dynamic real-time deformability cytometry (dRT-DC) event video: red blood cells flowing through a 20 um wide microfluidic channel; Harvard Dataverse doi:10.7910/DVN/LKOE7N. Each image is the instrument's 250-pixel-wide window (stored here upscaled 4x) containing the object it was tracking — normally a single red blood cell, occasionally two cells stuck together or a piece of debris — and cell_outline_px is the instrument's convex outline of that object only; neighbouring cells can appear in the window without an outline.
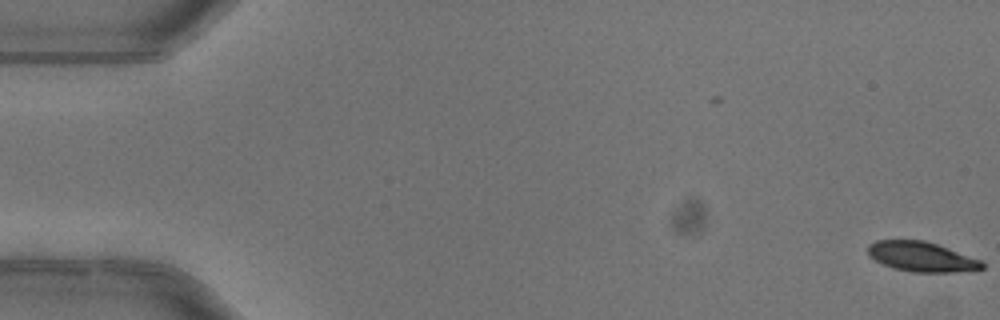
{"species": "common noctule bat (a hibernating species)", "species_latin": "Nyctalus noctula", "temperature_condition": "warm", "stored_images_in_passage": 6, "camera_frame_rate_fps": 3000, "um_per_image_px": 0.085, "animal": {"sex": "female"}, "frame": {"image": 1, "passage_image": 1, "time_ms": 0.0, "image_size_px": [1000, 320], "cell_outline_px": [[984, 268], [952, 272], [912, 272], [892, 268], [868, 256], [868, 244], [876, 240], [924, 240], [948, 248], [980, 260], [984, 264]], "centroid_in_image_um": [78.28, 21.82], "position_along_channel_um": 6.7, "area_um2": 19.65}}
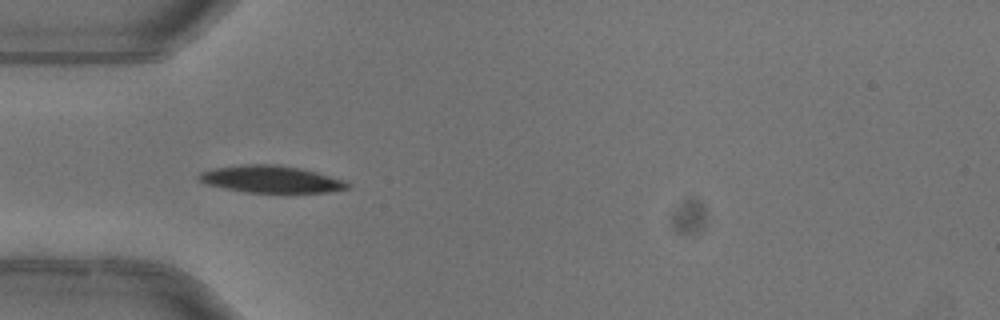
{"frame": {"image": 2, "passage_image": 5, "time_ms": 1.333, "image_size_px": [1000, 320], "cell_outline_px": [[348, 188], [328, 192], [244, 192], [224, 188], [208, 184], [200, 180], [196, 176], [200, 172], [212, 168], [240, 164], [280, 164], [300, 168], [316, 172], [344, 180], [348, 184]], "centroid_in_image_um": [22.98, 15.21], "position_along_channel_um": 62.0, "area_um2": 23.35}}